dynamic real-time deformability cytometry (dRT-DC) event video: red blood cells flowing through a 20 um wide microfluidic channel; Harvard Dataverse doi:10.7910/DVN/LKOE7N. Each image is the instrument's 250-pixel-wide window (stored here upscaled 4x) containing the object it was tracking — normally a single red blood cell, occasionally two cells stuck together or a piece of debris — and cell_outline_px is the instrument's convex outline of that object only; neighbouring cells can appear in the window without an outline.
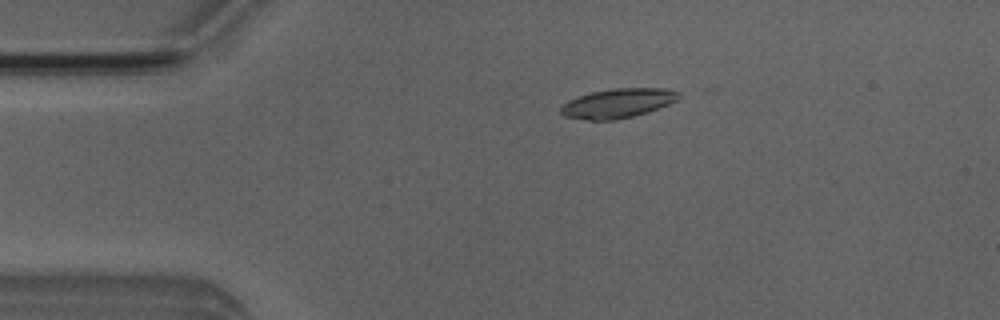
{"species": "Egyptian fruit bat (a non-hibernating species)", "species_latin": "Rousettus aegyptiacus", "temperature_condition": "room temperature", "stored_images_in_passage": 4, "camera_frame_rate_fps": 3000, "um_per_image_px": 0.085, "animal": {"sex": "male"}, "frame": {"image": 1, "passage_image": 3, "time_ms": 2.0, "image_size_px": [1000, 320], "cell_outline_px": [[680, 96], [676, 100], [668, 104], [648, 112], [616, 120], [588, 120], [564, 116], [560, 112], [560, 108], [568, 100], [592, 92], [612, 88], [664, 88], [680, 92]], "centroid_in_image_um": [52.51, 8.77], "position_along_channel_um": 32.5, "area_um2": 20.06}}